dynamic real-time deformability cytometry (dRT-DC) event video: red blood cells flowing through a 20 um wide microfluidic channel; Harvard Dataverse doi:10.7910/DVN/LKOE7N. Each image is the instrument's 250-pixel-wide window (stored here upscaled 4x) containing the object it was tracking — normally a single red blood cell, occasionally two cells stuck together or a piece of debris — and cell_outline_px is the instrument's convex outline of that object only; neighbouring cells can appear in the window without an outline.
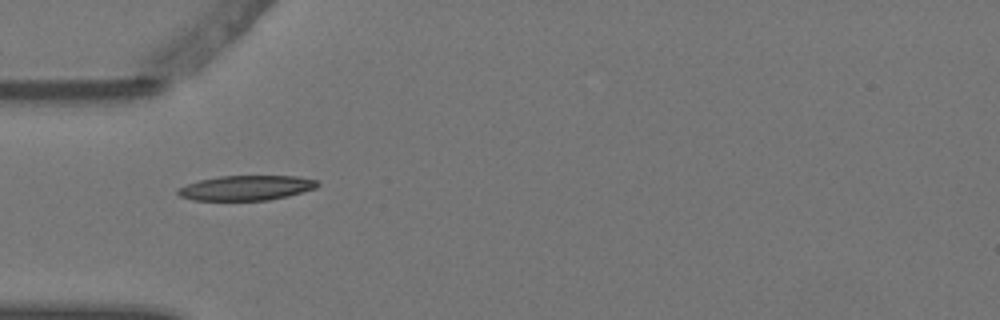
{"species": "Egyptian fruit bat (a non-hibernating species)", "species_latin": "Rousettus aegyptiacus", "temperature_condition": "warm", "stored_images_in_passage": 7, "camera_frame_rate_fps": 3000, "um_per_image_px": 0.085, "animal": {"sex": "female"}, "frame": {"image": 1, "passage_image": 3, "time_ms": 0.667, "image_size_px": [1000, 320], "cell_outline_px": [[320, 184], [316, 188], [288, 196], [268, 200], [192, 200], [180, 196], [176, 192], [176, 188], [200, 180], [220, 176], [296, 176], [320, 180]], "centroid_in_image_um": [20.95, 15.97], "position_along_channel_um": 64.0, "area_um2": 20.29}}
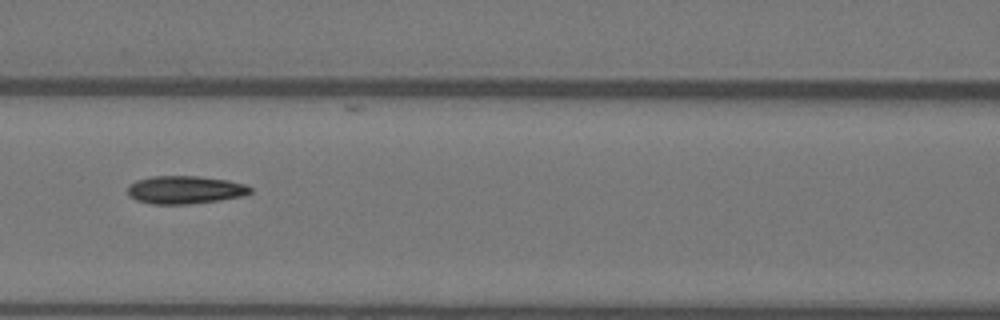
{"frame": {"image": 2, "passage_image": 5, "time_ms": 1.333, "image_size_px": [1000, 320], "cell_outline_px": [[252, 192], [244, 196], [220, 200], [188, 204], [152, 204], [136, 200], [128, 196], [128, 184], [136, 180], [152, 176], [196, 176], [228, 180], [244, 184], [252, 188]], "centroid_in_image_um": [15.71, 16.13], "position_along_channel_um": 150.9, "area_um2": 20.11}}
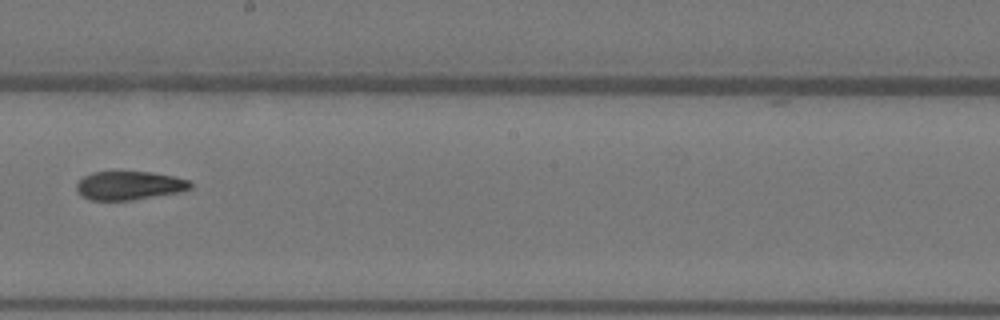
{"frame": {"image": 3, "passage_image": 7, "time_ms": 2.0, "image_size_px": [1000, 320], "cell_outline_px": [[192, 188], [176, 192], [132, 200], [92, 200], [80, 196], [76, 192], [76, 184], [84, 176], [92, 172], [152, 172], [172, 176], [188, 180], [192, 184]], "centroid_in_image_um": [10.93, 15.77], "position_along_channel_um": 237.3, "area_um2": 18.84}}